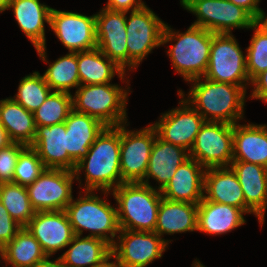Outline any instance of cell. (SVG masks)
Masks as SVG:
<instances>
[{"mask_svg": "<svg viewBox=\"0 0 267 267\" xmlns=\"http://www.w3.org/2000/svg\"><path fill=\"white\" fill-rule=\"evenodd\" d=\"M75 181L79 188L102 192L108 197L116 187L122 184L120 171V125L106 127L89 148L74 169ZM84 174L85 182L81 175Z\"/></svg>", "mask_w": 267, "mask_h": 267, "instance_id": "1", "label": "cell"}, {"mask_svg": "<svg viewBox=\"0 0 267 267\" xmlns=\"http://www.w3.org/2000/svg\"><path fill=\"white\" fill-rule=\"evenodd\" d=\"M188 83L191 88L187 96L182 89L178 90V94L197 110L205 121L234 125L243 120L249 86L216 82L204 77Z\"/></svg>", "mask_w": 267, "mask_h": 267, "instance_id": "2", "label": "cell"}, {"mask_svg": "<svg viewBox=\"0 0 267 267\" xmlns=\"http://www.w3.org/2000/svg\"><path fill=\"white\" fill-rule=\"evenodd\" d=\"M213 36L214 33L199 26L190 25L185 32H179L165 24L162 46L171 43L166 53L175 73L186 82L206 74Z\"/></svg>", "mask_w": 267, "mask_h": 267, "instance_id": "3", "label": "cell"}, {"mask_svg": "<svg viewBox=\"0 0 267 267\" xmlns=\"http://www.w3.org/2000/svg\"><path fill=\"white\" fill-rule=\"evenodd\" d=\"M95 193L79 191V196L72 198L65 212L75 235L83 236L84 231H89L86 236L103 239L112 246L120 232L117 206Z\"/></svg>", "mask_w": 267, "mask_h": 267, "instance_id": "4", "label": "cell"}, {"mask_svg": "<svg viewBox=\"0 0 267 267\" xmlns=\"http://www.w3.org/2000/svg\"><path fill=\"white\" fill-rule=\"evenodd\" d=\"M130 83L79 85L72 95L73 110L101 121L107 127H117L127 122V101Z\"/></svg>", "mask_w": 267, "mask_h": 267, "instance_id": "5", "label": "cell"}, {"mask_svg": "<svg viewBox=\"0 0 267 267\" xmlns=\"http://www.w3.org/2000/svg\"><path fill=\"white\" fill-rule=\"evenodd\" d=\"M120 229L154 232L161 191L142 182L122 183L112 192Z\"/></svg>", "mask_w": 267, "mask_h": 267, "instance_id": "6", "label": "cell"}, {"mask_svg": "<svg viewBox=\"0 0 267 267\" xmlns=\"http://www.w3.org/2000/svg\"><path fill=\"white\" fill-rule=\"evenodd\" d=\"M181 7L196 16L191 24L214 34H232L234 29H249L257 20L244 8L229 0H180Z\"/></svg>", "mask_w": 267, "mask_h": 267, "instance_id": "7", "label": "cell"}, {"mask_svg": "<svg viewBox=\"0 0 267 267\" xmlns=\"http://www.w3.org/2000/svg\"><path fill=\"white\" fill-rule=\"evenodd\" d=\"M144 5L141 9L126 12L128 69H137L154 48L162 46L165 22ZM127 14H130L127 16Z\"/></svg>", "mask_w": 267, "mask_h": 267, "instance_id": "8", "label": "cell"}, {"mask_svg": "<svg viewBox=\"0 0 267 267\" xmlns=\"http://www.w3.org/2000/svg\"><path fill=\"white\" fill-rule=\"evenodd\" d=\"M204 78L238 86H250L246 54L233 34H214Z\"/></svg>", "mask_w": 267, "mask_h": 267, "instance_id": "9", "label": "cell"}, {"mask_svg": "<svg viewBox=\"0 0 267 267\" xmlns=\"http://www.w3.org/2000/svg\"><path fill=\"white\" fill-rule=\"evenodd\" d=\"M128 125H120L122 183L143 182L157 132L151 124L139 130H129Z\"/></svg>", "mask_w": 267, "mask_h": 267, "instance_id": "10", "label": "cell"}, {"mask_svg": "<svg viewBox=\"0 0 267 267\" xmlns=\"http://www.w3.org/2000/svg\"><path fill=\"white\" fill-rule=\"evenodd\" d=\"M111 246L112 254L121 267H147L162 258L171 240L161 238L156 232L120 229Z\"/></svg>", "mask_w": 267, "mask_h": 267, "instance_id": "11", "label": "cell"}, {"mask_svg": "<svg viewBox=\"0 0 267 267\" xmlns=\"http://www.w3.org/2000/svg\"><path fill=\"white\" fill-rule=\"evenodd\" d=\"M189 157L204 168L230 166L233 161V125L205 121L189 151Z\"/></svg>", "mask_w": 267, "mask_h": 267, "instance_id": "12", "label": "cell"}, {"mask_svg": "<svg viewBox=\"0 0 267 267\" xmlns=\"http://www.w3.org/2000/svg\"><path fill=\"white\" fill-rule=\"evenodd\" d=\"M73 171L46 168L27 191L33 209L38 211L65 210L73 198Z\"/></svg>", "mask_w": 267, "mask_h": 267, "instance_id": "13", "label": "cell"}, {"mask_svg": "<svg viewBox=\"0 0 267 267\" xmlns=\"http://www.w3.org/2000/svg\"><path fill=\"white\" fill-rule=\"evenodd\" d=\"M178 96L180 106L162 113L151 125L160 139L190 151L205 119L181 95Z\"/></svg>", "mask_w": 267, "mask_h": 267, "instance_id": "14", "label": "cell"}, {"mask_svg": "<svg viewBox=\"0 0 267 267\" xmlns=\"http://www.w3.org/2000/svg\"><path fill=\"white\" fill-rule=\"evenodd\" d=\"M49 27L68 52L97 48L95 14L86 16L52 8Z\"/></svg>", "mask_w": 267, "mask_h": 267, "instance_id": "15", "label": "cell"}, {"mask_svg": "<svg viewBox=\"0 0 267 267\" xmlns=\"http://www.w3.org/2000/svg\"><path fill=\"white\" fill-rule=\"evenodd\" d=\"M95 21L97 48L127 73L126 12L103 7L95 13Z\"/></svg>", "mask_w": 267, "mask_h": 267, "instance_id": "16", "label": "cell"}, {"mask_svg": "<svg viewBox=\"0 0 267 267\" xmlns=\"http://www.w3.org/2000/svg\"><path fill=\"white\" fill-rule=\"evenodd\" d=\"M26 228L50 257L65 249L75 236L65 210L35 212Z\"/></svg>", "mask_w": 267, "mask_h": 267, "instance_id": "17", "label": "cell"}, {"mask_svg": "<svg viewBox=\"0 0 267 267\" xmlns=\"http://www.w3.org/2000/svg\"><path fill=\"white\" fill-rule=\"evenodd\" d=\"M12 9L20 30L35 47L37 54L43 62L47 61V48L45 37V23L50 26V13L52 7L40 0H10L8 9Z\"/></svg>", "mask_w": 267, "mask_h": 267, "instance_id": "18", "label": "cell"}, {"mask_svg": "<svg viewBox=\"0 0 267 267\" xmlns=\"http://www.w3.org/2000/svg\"><path fill=\"white\" fill-rule=\"evenodd\" d=\"M230 166L243 190L245 214L255 215L262 228L267 210V168L240 160H233Z\"/></svg>", "mask_w": 267, "mask_h": 267, "instance_id": "19", "label": "cell"}, {"mask_svg": "<svg viewBox=\"0 0 267 267\" xmlns=\"http://www.w3.org/2000/svg\"><path fill=\"white\" fill-rule=\"evenodd\" d=\"M46 168L74 171L76 163L67 152V129L65 122L38 126L31 144Z\"/></svg>", "mask_w": 267, "mask_h": 267, "instance_id": "20", "label": "cell"}, {"mask_svg": "<svg viewBox=\"0 0 267 267\" xmlns=\"http://www.w3.org/2000/svg\"><path fill=\"white\" fill-rule=\"evenodd\" d=\"M205 171L206 168L189 157L178 166L161 191L162 197L170 201L198 204L203 199Z\"/></svg>", "mask_w": 267, "mask_h": 267, "instance_id": "21", "label": "cell"}, {"mask_svg": "<svg viewBox=\"0 0 267 267\" xmlns=\"http://www.w3.org/2000/svg\"><path fill=\"white\" fill-rule=\"evenodd\" d=\"M189 158V151L183 147L168 143L156 136L148 162L145 178L142 183L153 187L150 179L158 186L153 188L162 191L175 174L178 166Z\"/></svg>", "mask_w": 267, "mask_h": 267, "instance_id": "22", "label": "cell"}, {"mask_svg": "<svg viewBox=\"0 0 267 267\" xmlns=\"http://www.w3.org/2000/svg\"><path fill=\"white\" fill-rule=\"evenodd\" d=\"M203 198L235 206L245 213L243 190L231 166L206 168Z\"/></svg>", "mask_w": 267, "mask_h": 267, "instance_id": "23", "label": "cell"}, {"mask_svg": "<svg viewBox=\"0 0 267 267\" xmlns=\"http://www.w3.org/2000/svg\"><path fill=\"white\" fill-rule=\"evenodd\" d=\"M233 160L267 168V124L233 125Z\"/></svg>", "mask_w": 267, "mask_h": 267, "instance_id": "24", "label": "cell"}, {"mask_svg": "<svg viewBox=\"0 0 267 267\" xmlns=\"http://www.w3.org/2000/svg\"><path fill=\"white\" fill-rule=\"evenodd\" d=\"M244 212L232 205L205 200L198 203L197 231L222 235L246 223Z\"/></svg>", "mask_w": 267, "mask_h": 267, "instance_id": "25", "label": "cell"}, {"mask_svg": "<svg viewBox=\"0 0 267 267\" xmlns=\"http://www.w3.org/2000/svg\"><path fill=\"white\" fill-rule=\"evenodd\" d=\"M67 129V152L77 164L84 158L91 145L107 127L98 119L72 110L65 120Z\"/></svg>", "mask_w": 267, "mask_h": 267, "instance_id": "26", "label": "cell"}, {"mask_svg": "<svg viewBox=\"0 0 267 267\" xmlns=\"http://www.w3.org/2000/svg\"><path fill=\"white\" fill-rule=\"evenodd\" d=\"M198 204L161 198L155 231L166 235L197 231Z\"/></svg>", "mask_w": 267, "mask_h": 267, "instance_id": "27", "label": "cell"}, {"mask_svg": "<svg viewBox=\"0 0 267 267\" xmlns=\"http://www.w3.org/2000/svg\"><path fill=\"white\" fill-rule=\"evenodd\" d=\"M77 65L80 85L110 83L115 75L123 83H129L130 81L129 78L125 77L128 74L98 48L77 52Z\"/></svg>", "mask_w": 267, "mask_h": 267, "instance_id": "28", "label": "cell"}, {"mask_svg": "<svg viewBox=\"0 0 267 267\" xmlns=\"http://www.w3.org/2000/svg\"><path fill=\"white\" fill-rule=\"evenodd\" d=\"M0 124L13 143L25 146L33 143L37 129L34 115L11 97L0 100Z\"/></svg>", "mask_w": 267, "mask_h": 267, "instance_id": "29", "label": "cell"}, {"mask_svg": "<svg viewBox=\"0 0 267 267\" xmlns=\"http://www.w3.org/2000/svg\"><path fill=\"white\" fill-rule=\"evenodd\" d=\"M67 248L59 256L65 267H94L112 253L109 243L90 236L75 235Z\"/></svg>", "mask_w": 267, "mask_h": 267, "instance_id": "30", "label": "cell"}, {"mask_svg": "<svg viewBox=\"0 0 267 267\" xmlns=\"http://www.w3.org/2000/svg\"><path fill=\"white\" fill-rule=\"evenodd\" d=\"M3 267H34L43 261L47 255L43 252L40 243L26 227L2 248Z\"/></svg>", "mask_w": 267, "mask_h": 267, "instance_id": "31", "label": "cell"}, {"mask_svg": "<svg viewBox=\"0 0 267 267\" xmlns=\"http://www.w3.org/2000/svg\"><path fill=\"white\" fill-rule=\"evenodd\" d=\"M43 77L52 91L73 94L71 89H77L80 85L77 52H68L49 64Z\"/></svg>", "mask_w": 267, "mask_h": 267, "instance_id": "32", "label": "cell"}, {"mask_svg": "<svg viewBox=\"0 0 267 267\" xmlns=\"http://www.w3.org/2000/svg\"><path fill=\"white\" fill-rule=\"evenodd\" d=\"M0 201L22 227H26L35 215L25 186L13 182L0 183Z\"/></svg>", "mask_w": 267, "mask_h": 267, "instance_id": "33", "label": "cell"}, {"mask_svg": "<svg viewBox=\"0 0 267 267\" xmlns=\"http://www.w3.org/2000/svg\"><path fill=\"white\" fill-rule=\"evenodd\" d=\"M72 110V94L52 91L42 105L33 112L35 125L38 127L64 123Z\"/></svg>", "mask_w": 267, "mask_h": 267, "instance_id": "34", "label": "cell"}, {"mask_svg": "<svg viewBox=\"0 0 267 267\" xmlns=\"http://www.w3.org/2000/svg\"><path fill=\"white\" fill-rule=\"evenodd\" d=\"M52 92L39 71H34L20 80L17 93L10 96L29 112L37 110Z\"/></svg>", "mask_w": 267, "mask_h": 267, "instance_id": "35", "label": "cell"}, {"mask_svg": "<svg viewBox=\"0 0 267 267\" xmlns=\"http://www.w3.org/2000/svg\"><path fill=\"white\" fill-rule=\"evenodd\" d=\"M254 35L245 49L247 74L252 81L258 74L267 70V22L257 21L251 28Z\"/></svg>", "mask_w": 267, "mask_h": 267, "instance_id": "36", "label": "cell"}, {"mask_svg": "<svg viewBox=\"0 0 267 267\" xmlns=\"http://www.w3.org/2000/svg\"><path fill=\"white\" fill-rule=\"evenodd\" d=\"M46 169L36 150L31 146H26L19 154L13 183L27 187L32 184Z\"/></svg>", "mask_w": 267, "mask_h": 267, "instance_id": "37", "label": "cell"}, {"mask_svg": "<svg viewBox=\"0 0 267 267\" xmlns=\"http://www.w3.org/2000/svg\"><path fill=\"white\" fill-rule=\"evenodd\" d=\"M25 147L21 143H11L9 146L0 149V183L13 182L19 154Z\"/></svg>", "mask_w": 267, "mask_h": 267, "instance_id": "38", "label": "cell"}, {"mask_svg": "<svg viewBox=\"0 0 267 267\" xmlns=\"http://www.w3.org/2000/svg\"><path fill=\"white\" fill-rule=\"evenodd\" d=\"M21 228L22 226L11 217L0 201V247L3 248L10 242Z\"/></svg>", "mask_w": 267, "mask_h": 267, "instance_id": "39", "label": "cell"}, {"mask_svg": "<svg viewBox=\"0 0 267 267\" xmlns=\"http://www.w3.org/2000/svg\"><path fill=\"white\" fill-rule=\"evenodd\" d=\"M250 99L261 100L267 104V70L258 74L251 81Z\"/></svg>", "mask_w": 267, "mask_h": 267, "instance_id": "40", "label": "cell"}, {"mask_svg": "<svg viewBox=\"0 0 267 267\" xmlns=\"http://www.w3.org/2000/svg\"><path fill=\"white\" fill-rule=\"evenodd\" d=\"M145 5L142 0H107L104 8L121 11L130 12L141 9Z\"/></svg>", "mask_w": 267, "mask_h": 267, "instance_id": "41", "label": "cell"}, {"mask_svg": "<svg viewBox=\"0 0 267 267\" xmlns=\"http://www.w3.org/2000/svg\"><path fill=\"white\" fill-rule=\"evenodd\" d=\"M237 6L247 10L257 21H263L266 13L259 7V0H229Z\"/></svg>", "mask_w": 267, "mask_h": 267, "instance_id": "42", "label": "cell"}, {"mask_svg": "<svg viewBox=\"0 0 267 267\" xmlns=\"http://www.w3.org/2000/svg\"><path fill=\"white\" fill-rule=\"evenodd\" d=\"M50 256H47L43 261L38 262L34 267H65L60 258L50 260Z\"/></svg>", "mask_w": 267, "mask_h": 267, "instance_id": "43", "label": "cell"}, {"mask_svg": "<svg viewBox=\"0 0 267 267\" xmlns=\"http://www.w3.org/2000/svg\"><path fill=\"white\" fill-rule=\"evenodd\" d=\"M111 260H115V261H111ZM94 267H121V265L117 261V258L111 253L102 262L95 265Z\"/></svg>", "mask_w": 267, "mask_h": 267, "instance_id": "44", "label": "cell"}, {"mask_svg": "<svg viewBox=\"0 0 267 267\" xmlns=\"http://www.w3.org/2000/svg\"><path fill=\"white\" fill-rule=\"evenodd\" d=\"M11 143L13 142L9 138L5 128L0 124V149L9 146Z\"/></svg>", "mask_w": 267, "mask_h": 267, "instance_id": "45", "label": "cell"}, {"mask_svg": "<svg viewBox=\"0 0 267 267\" xmlns=\"http://www.w3.org/2000/svg\"><path fill=\"white\" fill-rule=\"evenodd\" d=\"M10 0H0V14L8 9Z\"/></svg>", "mask_w": 267, "mask_h": 267, "instance_id": "46", "label": "cell"}, {"mask_svg": "<svg viewBox=\"0 0 267 267\" xmlns=\"http://www.w3.org/2000/svg\"><path fill=\"white\" fill-rule=\"evenodd\" d=\"M192 267H206L205 265H203L199 260H197V258L194 260V262L192 263Z\"/></svg>", "mask_w": 267, "mask_h": 267, "instance_id": "47", "label": "cell"}, {"mask_svg": "<svg viewBox=\"0 0 267 267\" xmlns=\"http://www.w3.org/2000/svg\"><path fill=\"white\" fill-rule=\"evenodd\" d=\"M1 260H3V256H2V248L0 247V262Z\"/></svg>", "mask_w": 267, "mask_h": 267, "instance_id": "48", "label": "cell"}]
</instances>
